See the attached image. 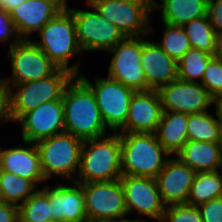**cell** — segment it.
Returning a JSON list of instances; mask_svg holds the SVG:
<instances>
[{
    "label": "cell",
    "instance_id": "5bb4252c",
    "mask_svg": "<svg viewBox=\"0 0 222 222\" xmlns=\"http://www.w3.org/2000/svg\"><path fill=\"white\" fill-rule=\"evenodd\" d=\"M163 111L196 114L209 111L213 97L198 82H185L176 79L162 85L158 90Z\"/></svg>",
    "mask_w": 222,
    "mask_h": 222
},
{
    "label": "cell",
    "instance_id": "7a4b0ae2",
    "mask_svg": "<svg viewBox=\"0 0 222 222\" xmlns=\"http://www.w3.org/2000/svg\"><path fill=\"white\" fill-rule=\"evenodd\" d=\"M121 173V142L119 132L84 140L79 170L74 182L115 181Z\"/></svg>",
    "mask_w": 222,
    "mask_h": 222
},
{
    "label": "cell",
    "instance_id": "f6af8a7d",
    "mask_svg": "<svg viewBox=\"0 0 222 222\" xmlns=\"http://www.w3.org/2000/svg\"><path fill=\"white\" fill-rule=\"evenodd\" d=\"M95 222H118V221H95Z\"/></svg>",
    "mask_w": 222,
    "mask_h": 222
},
{
    "label": "cell",
    "instance_id": "4dcf8cb0",
    "mask_svg": "<svg viewBox=\"0 0 222 222\" xmlns=\"http://www.w3.org/2000/svg\"><path fill=\"white\" fill-rule=\"evenodd\" d=\"M163 24V39L157 45L171 58L178 62L191 49L190 41L183 26Z\"/></svg>",
    "mask_w": 222,
    "mask_h": 222
},
{
    "label": "cell",
    "instance_id": "ac0fdd59",
    "mask_svg": "<svg viewBox=\"0 0 222 222\" xmlns=\"http://www.w3.org/2000/svg\"><path fill=\"white\" fill-rule=\"evenodd\" d=\"M64 7L56 0H26L9 14L21 40H30L44 25Z\"/></svg>",
    "mask_w": 222,
    "mask_h": 222
},
{
    "label": "cell",
    "instance_id": "2e32d148",
    "mask_svg": "<svg viewBox=\"0 0 222 222\" xmlns=\"http://www.w3.org/2000/svg\"><path fill=\"white\" fill-rule=\"evenodd\" d=\"M162 113L157 90L137 91L131 98L126 124L119 133H155Z\"/></svg>",
    "mask_w": 222,
    "mask_h": 222
},
{
    "label": "cell",
    "instance_id": "9a60e30c",
    "mask_svg": "<svg viewBox=\"0 0 222 222\" xmlns=\"http://www.w3.org/2000/svg\"><path fill=\"white\" fill-rule=\"evenodd\" d=\"M21 124L22 141L36 143L39 140L65 132L62 100L43 103L25 113L16 124Z\"/></svg>",
    "mask_w": 222,
    "mask_h": 222
},
{
    "label": "cell",
    "instance_id": "bcb514c9",
    "mask_svg": "<svg viewBox=\"0 0 222 222\" xmlns=\"http://www.w3.org/2000/svg\"><path fill=\"white\" fill-rule=\"evenodd\" d=\"M220 144H221V148H222V128H221V142H220Z\"/></svg>",
    "mask_w": 222,
    "mask_h": 222
},
{
    "label": "cell",
    "instance_id": "e0dca14e",
    "mask_svg": "<svg viewBox=\"0 0 222 222\" xmlns=\"http://www.w3.org/2000/svg\"><path fill=\"white\" fill-rule=\"evenodd\" d=\"M196 172L176 156L170 157L156 178L165 206L185 204Z\"/></svg>",
    "mask_w": 222,
    "mask_h": 222
},
{
    "label": "cell",
    "instance_id": "b9f144b4",
    "mask_svg": "<svg viewBox=\"0 0 222 222\" xmlns=\"http://www.w3.org/2000/svg\"><path fill=\"white\" fill-rule=\"evenodd\" d=\"M141 219L140 217L138 219H135V220H131V219H128V218H123L121 220H119L118 222H150V221H145V220H139Z\"/></svg>",
    "mask_w": 222,
    "mask_h": 222
},
{
    "label": "cell",
    "instance_id": "d590c367",
    "mask_svg": "<svg viewBox=\"0 0 222 222\" xmlns=\"http://www.w3.org/2000/svg\"><path fill=\"white\" fill-rule=\"evenodd\" d=\"M14 122L11 115V89L0 77V124Z\"/></svg>",
    "mask_w": 222,
    "mask_h": 222
},
{
    "label": "cell",
    "instance_id": "1f68e13d",
    "mask_svg": "<svg viewBox=\"0 0 222 222\" xmlns=\"http://www.w3.org/2000/svg\"><path fill=\"white\" fill-rule=\"evenodd\" d=\"M161 222H202V217L197 206L175 204L165 207Z\"/></svg>",
    "mask_w": 222,
    "mask_h": 222
},
{
    "label": "cell",
    "instance_id": "3957f363",
    "mask_svg": "<svg viewBox=\"0 0 222 222\" xmlns=\"http://www.w3.org/2000/svg\"><path fill=\"white\" fill-rule=\"evenodd\" d=\"M40 40H31L60 69L79 76L80 62L69 66L70 60L81 54L78 44L76 24L68 8H64L50 19L38 32Z\"/></svg>",
    "mask_w": 222,
    "mask_h": 222
},
{
    "label": "cell",
    "instance_id": "d6a6232c",
    "mask_svg": "<svg viewBox=\"0 0 222 222\" xmlns=\"http://www.w3.org/2000/svg\"><path fill=\"white\" fill-rule=\"evenodd\" d=\"M201 84L213 98L222 96V60L213 57L208 62Z\"/></svg>",
    "mask_w": 222,
    "mask_h": 222
},
{
    "label": "cell",
    "instance_id": "60d3db41",
    "mask_svg": "<svg viewBox=\"0 0 222 222\" xmlns=\"http://www.w3.org/2000/svg\"><path fill=\"white\" fill-rule=\"evenodd\" d=\"M213 104L216 107L215 113L222 128V96L213 98Z\"/></svg>",
    "mask_w": 222,
    "mask_h": 222
},
{
    "label": "cell",
    "instance_id": "f546056e",
    "mask_svg": "<svg viewBox=\"0 0 222 222\" xmlns=\"http://www.w3.org/2000/svg\"><path fill=\"white\" fill-rule=\"evenodd\" d=\"M183 28L193 49L213 55L217 32L210 23L208 16L191 20Z\"/></svg>",
    "mask_w": 222,
    "mask_h": 222
},
{
    "label": "cell",
    "instance_id": "7bdbcfd3",
    "mask_svg": "<svg viewBox=\"0 0 222 222\" xmlns=\"http://www.w3.org/2000/svg\"><path fill=\"white\" fill-rule=\"evenodd\" d=\"M59 4H61L64 8H68V0H56Z\"/></svg>",
    "mask_w": 222,
    "mask_h": 222
},
{
    "label": "cell",
    "instance_id": "d6986e66",
    "mask_svg": "<svg viewBox=\"0 0 222 222\" xmlns=\"http://www.w3.org/2000/svg\"><path fill=\"white\" fill-rule=\"evenodd\" d=\"M64 184V185H63ZM47 196L52 205V220L58 222H87L82 186L72 181L71 184L58 183L47 185Z\"/></svg>",
    "mask_w": 222,
    "mask_h": 222
},
{
    "label": "cell",
    "instance_id": "5b68a950",
    "mask_svg": "<svg viewBox=\"0 0 222 222\" xmlns=\"http://www.w3.org/2000/svg\"><path fill=\"white\" fill-rule=\"evenodd\" d=\"M84 140L70 133H60L36 142L46 180L61 177L75 181Z\"/></svg>",
    "mask_w": 222,
    "mask_h": 222
},
{
    "label": "cell",
    "instance_id": "52a82bcc",
    "mask_svg": "<svg viewBox=\"0 0 222 222\" xmlns=\"http://www.w3.org/2000/svg\"><path fill=\"white\" fill-rule=\"evenodd\" d=\"M125 37L151 34L152 0H86Z\"/></svg>",
    "mask_w": 222,
    "mask_h": 222
},
{
    "label": "cell",
    "instance_id": "ba28073f",
    "mask_svg": "<svg viewBox=\"0 0 222 222\" xmlns=\"http://www.w3.org/2000/svg\"><path fill=\"white\" fill-rule=\"evenodd\" d=\"M94 93L101 117L110 132H119L126 124L129 105L136 92L119 81L97 77L91 83L86 75L78 76Z\"/></svg>",
    "mask_w": 222,
    "mask_h": 222
},
{
    "label": "cell",
    "instance_id": "cb8c5ba5",
    "mask_svg": "<svg viewBox=\"0 0 222 222\" xmlns=\"http://www.w3.org/2000/svg\"><path fill=\"white\" fill-rule=\"evenodd\" d=\"M188 115L172 111H163L162 113L155 134L158 142L171 156H175L188 141Z\"/></svg>",
    "mask_w": 222,
    "mask_h": 222
},
{
    "label": "cell",
    "instance_id": "836d02e7",
    "mask_svg": "<svg viewBox=\"0 0 222 222\" xmlns=\"http://www.w3.org/2000/svg\"><path fill=\"white\" fill-rule=\"evenodd\" d=\"M14 38L13 41H10V38ZM21 39L17 34L16 28L14 26L13 21L11 20L10 14L3 9H0V43H5L7 46V42H10V46L12 47Z\"/></svg>",
    "mask_w": 222,
    "mask_h": 222
},
{
    "label": "cell",
    "instance_id": "83f0119b",
    "mask_svg": "<svg viewBox=\"0 0 222 222\" xmlns=\"http://www.w3.org/2000/svg\"><path fill=\"white\" fill-rule=\"evenodd\" d=\"M212 58L213 55L207 52L189 49L177 62L178 79L185 82L201 83L208 62Z\"/></svg>",
    "mask_w": 222,
    "mask_h": 222
},
{
    "label": "cell",
    "instance_id": "277c9868",
    "mask_svg": "<svg viewBox=\"0 0 222 222\" xmlns=\"http://www.w3.org/2000/svg\"><path fill=\"white\" fill-rule=\"evenodd\" d=\"M122 175L156 179L171 155L155 133H119Z\"/></svg>",
    "mask_w": 222,
    "mask_h": 222
},
{
    "label": "cell",
    "instance_id": "30bf717a",
    "mask_svg": "<svg viewBox=\"0 0 222 222\" xmlns=\"http://www.w3.org/2000/svg\"><path fill=\"white\" fill-rule=\"evenodd\" d=\"M89 222L119 221L128 216L120 180L79 183Z\"/></svg>",
    "mask_w": 222,
    "mask_h": 222
},
{
    "label": "cell",
    "instance_id": "f35d334b",
    "mask_svg": "<svg viewBox=\"0 0 222 222\" xmlns=\"http://www.w3.org/2000/svg\"><path fill=\"white\" fill-rule=\"evenodd\" d=\"M24 1L26 0H0V9L9 13L13 8L17 7Z\"/></svg>",
    "mask_w": 222,
    "mask_h": 222
},
{
    "label": "cell",
    "instance_id": "ab89813d",
    "mask_svg": "<svg viewBox=\"0 0 222 222\" xmlns=\"http://www.w3.org/2000/svg\"><path fill=\"white\" fill-rule=\"evenodd\" d=\"M213 57L222 60V32L216 33L215 49Z\"/></svg>",
    "mask_w": 222,
    "mask_h": 222
},
{
    "label": "cell",
    "instance_id": "e575fe53",
    "mask_svg": "<svg viewBox=\"0 0 222 222\" xmlns=\"http://www.w3.org/2000/svg\"><path fill=\"white\" fill-rule=\"evenodd\" d=\"M202 222H222V197L198 206Z\"/></svg>",
    "mask_w": 222,
    "mask_h": 222
},
{
    "label": "cell",
    "instance_id": "6da1fadb",
    "mask_svg": "<svg viewBox=\"0 0 222 222\" xmlns=\"http://www.w3.org/2000/svg\"><path fill=\"white\" fill-rule=\"evenodd\" d=\"M62 102L66 133L82 140L109 134L94 93L78 76L66 86Z\"/></svg>",
    "mask_w": 222,
    "mask_h": 222
},
{
    "label": "cell",
    "instance_id": "ffe728a7",
    "mask_svg": "<svg viewBox=\"0 0 222 222\" xmlns=\"http://www.w3.org/2000/svg\"><path fill=\"white\" fill-rule=\"evenodd\" d=\"M27 147H0V170L31 180L37 187L45 179L36 143L23 141ZM29 144V146H28Z\"/></svg>",
    "mask_w": 222,
    "mask_h": 222
},
{
    "label": "cell",
    "instance_id": "8d00e7d4",
    "mask_svg": "<svg viewBox=\"0 0 222 222\" xmlns=\"http://www.w3.org/2000/svg\"><path fill=\"white\" fill-rule=\"evenodd\" d=\"M207 16L216 32H222V0H209Z\"/></svg>",
    "mask_w": 222,
    "mask_h": 222
},
{
    "label": "cell",
    "instance_id": "7402d4cb",
    "mask_svg": "<svg viewBox=\"0 0 222 222\" xmlns=\"http://www.w3.org/2000/svg\"><path fill=\"white\" fill-rule=\"evenodd\" d=\"M175 156L196 173L214 172L221 169L222 148L220 143L187 141Z\"/></svg>",
    "mask_w": 222,
    "mask_h": 222
},
{
    "label": "cell",
    "instance_id": "4316f807",
    "mask_svg": "<svg viewBox=\"0 0 222 222\" xmlns=\"http://www.w3.org/2000/svg\"><path fill=\"white\" fill-rule=\"evenodd\" d=\"M209 111L189 114L187 124L188 141L221 142V125L217 116Z\"/></svg>",
    "mask_w": 222,
    "mask_h": 222
},
{
    "label": "cell",
    "instance_id": "8fae6325",
    "mask_svg": "<svg viewBox=\"0 0 222 222\" xmlns=\"http://www.w3.org/2000/svg\"><path fill=\"white\" fill-rule=\"evenodd\" d=\"M107 53L113 54L108 67L109 78L136 92L151 90L141 65L142 37H125Z\"/></svg>",
    "mask_w": 222,
    "mask_h": 222
},
{
    "label": "cell",
    "instance_id": "4fadbf2b",
    "mask_svg": "<svg viewBox=\"0 0 222 222\" xmlns=\"http://www.w3.org/2000/svg\"><path fill=\"white\" fill-rule=\"evenodd\" d=\"M119 180L128 216L136 211L138 217L144 215L162 221L166 206L162 202L156 179L122 175Z\"/></svg>",
    "mask_w": 222,
    "mask_h": 222
},
{
    "label": "cell",
    "instance_id": "8992f818",
    "mask_svg": "<svg viewBox=\"0 0 222 222\" xmlns=\"http://www.w3.org/2000/svg\"><path fill=\"white\" fill-rule=\"evenodd\" d=\"M75 77L70 71L58 68L52 75L22 84L9 85L11 115L16 123L25 113L43 103L62 100L66 86Z\"/></svg>",
    "mask_w": 222,
    "mask_h": 222
},
{
    "label": "cell",
    "instance_id": "484cf974",
    "mask_svg": "<svg viewBox=\"0 0 222 222\" xmlns=\"http://www.w3.org/2000/svg\"><path fill=\"white\" fill-rule=\"evenodd\" d=\"M38 189L31 180L0 170V200L20 207Z\"/></svg>",
    "mask_w": 222,
    "mask_h": 222
},
{
    "label": "cell",
    "instance_id": "7c38bea8",
    "mask_svg": "<svg viewBox=\"0 0 222 222\" xmlns=\"http://www.w3.org/2000/svg\"><path fill=\"white\" fill-rule=\"evenodd\" d=\"M11 76L4 81L8 85L22 84L52 75L58 67L32 41L21 40L9 47Z\"/></svg>",
    "mask_w": 222,
    "mask_h": 222
},
{
    "label": "cell",
    "instance_id": "9c48e42d",
    "mask_svg": "<svg viewBox=\"0 0 222 222\" xmlns=\"http://www.w3.org/2000/svg\"><path fill=\"white\" fill-rule=\"evenodd\" d=\"M85 6L88 7L87 10L68 7L75 20L77 40L82 52H107L125 38L124 34L101 16L89 2L85 1Z\"/></svg>",
    "mask_w": 222,
    "mask_h": 222
},
{
    "label": "cell",
    "instance_id": "ee69618b",
    "mask_svg": "<svg viewBox=\"0 0 222 222\" xmlns=\"http://www.w3.org/2000/svg\"><path fill=\"white\" fill-rule=\"evenodd\" d=\"M18 222H27V221H18ZM45 222H58V221L51 220V221H45Z\"/></svg>",
    "mask_w": 222,
    "mask_h": 222
},
{
    "label": "cell",
    "instance_id": "d4e9b609",
    "mask_svg": "<svg viewBox=\"0 0 222 222\" xmlns=\"http://www.w3.org/2000/svg\"><path fill=\"white\" fill-rule=\"evenodd\" d=\"M222 197V174L219 171L195 174L187 203L199 206L212 199Z\"/></svg>",
    "mask_w": 222,
    "mask_h": 222
},
{
    "label": "cell",
    "instance_id": "44dd1931",
    "mask_svg": "<svg viewBox=\"0 0 222 222\" xmlns=\"http://www.w3.org/2000/svg\"><path fill=\"white\" fill-rule=\"evenodd\" d=\"M141 65L147 86L158 90L162 85L178 79L177 62L164 52L156 43L143 39Z\"/></svg>",
    "mask_w": 222,
    "mask_h": 222
},
{
    "label": "cell",
    "instance_id": "603a6c76",
    "mask_svg": "<svg viewBox=\"0 0 222 222\" xmlns=\"http://www.w3.org/2000/svg\"><path fill=\"white\" fill-rule=\"evenodd\" d=\"M208 0H152V10H161V21L184 26L191 20L207 16Z\"/></svg>",
    "mask_w": 222,
    "mask_h": 222
},
{
    "label": "cell",
    "instance_id": "f1b7e54d",
    "mask_svg": "<svg viewBox=\"0 0 222 222\" xmlns=\"http://www.w3.org/2000/svg\"><path fill=\"white\" fill-rule=\"evenodd\" d=\"M52 205L47 196V183L31 195L20 207L18 221L45 222L52 220Z\"/></svg>",
    "mask_w": 222,
    "mask_h": 222
},
{
    "label": "cell",
    "instance_id": "74e56055",
    "mask_svg": "<svg viewBox=\"0 0 222 222\" xmlns=\"http://www.w3.org/2000/svg\"><path fill=\"white\" fill-rule=\"evenodd\" d=\"M19 207L0 200V222H18Z\"/></svg>",
    "mask_w": 222,
    "mask_h": 222
}]
</instances>
